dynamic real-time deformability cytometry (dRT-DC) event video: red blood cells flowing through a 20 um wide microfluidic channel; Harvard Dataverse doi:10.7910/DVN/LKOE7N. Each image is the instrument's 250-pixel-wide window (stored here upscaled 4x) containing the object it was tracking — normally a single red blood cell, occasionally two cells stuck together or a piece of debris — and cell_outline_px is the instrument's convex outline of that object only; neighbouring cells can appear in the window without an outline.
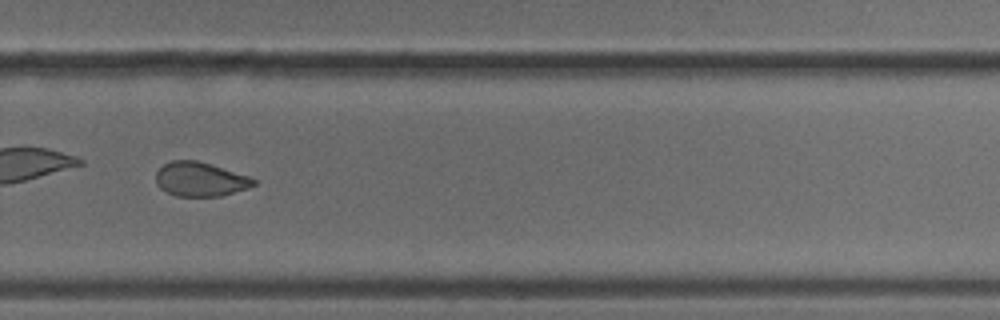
{"species": "common noctule bat (a hibernating species)", "species_latin": "Nyctalus noctula", "temperature_condition": "cold", "stored_images_in_passage": 36, "camera_frame_rate_fps": 3000, "um_per_image_px": 0.085, "animal": {"sex": "male", "body_mass_g": 18.8}, "frame": {"image": 1, "passage_image": 21, "time_ms": 6.667, "image_size_px": [1000, 320], "cell_outline_px": [[256, 184], [248, 188], [220, 196], [176, 196], [160, 188], [156, 184], [156, 172], [164, 164], [172, 160], [196, 160], [248, 176], [256, 180]], "centroid_in_image_um": [17.0, 15.24], "position_along_channel_um": 312.8, "area_um2": 19.25}, "authors_computed_cell_mechanics": {"area_um2": 20.7502, "velocity_mm_per_s": 3.8198, "shape_relaxation_time_tau1_ms": null, "shape_relaxation_time_tau2_ms": 1.6154, "deformation_change_tau1": null, "deformation_change_tau2": 0.0526}}